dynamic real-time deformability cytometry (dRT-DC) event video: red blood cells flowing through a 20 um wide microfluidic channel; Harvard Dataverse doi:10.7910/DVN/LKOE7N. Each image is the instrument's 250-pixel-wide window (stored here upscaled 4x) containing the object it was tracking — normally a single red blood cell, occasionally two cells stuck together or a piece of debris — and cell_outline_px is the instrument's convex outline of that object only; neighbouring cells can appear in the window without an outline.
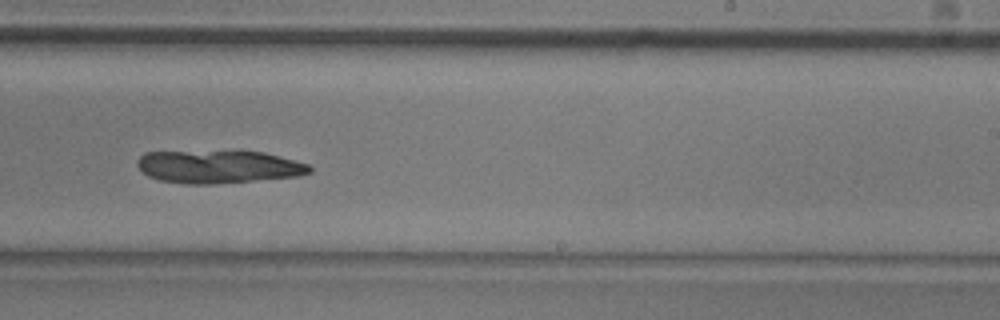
{"species": "common noctule bat (a hibernating species)", "species_latin": "Nyctalus noctula", "temperature_condition": "room temperature", "stored_images_in_passage": 50, "camera_frame_rate_fps": 3000, "um_per_image_px": 0.085, "animal": {"sex": "male", "body_mass_g": 20.5, "forearm_length_mm": 52.5}, "frame": {"image": 1, "passage_image": 34, "time_ms": 11.0, "image_size_px": [1000, 320], "cell_outline_px": [[312, 172], [300, 176], [216, 184], [184, 184], [160, 180], [148, 176], [136, 164], [136, 160], [144, 152], [264, 152], [308, 164], [312, 168]], "centroid_in_image_um": [18.58, 14.19], "position_along_channel_um": 270.4, "area_um2": 32.77}}
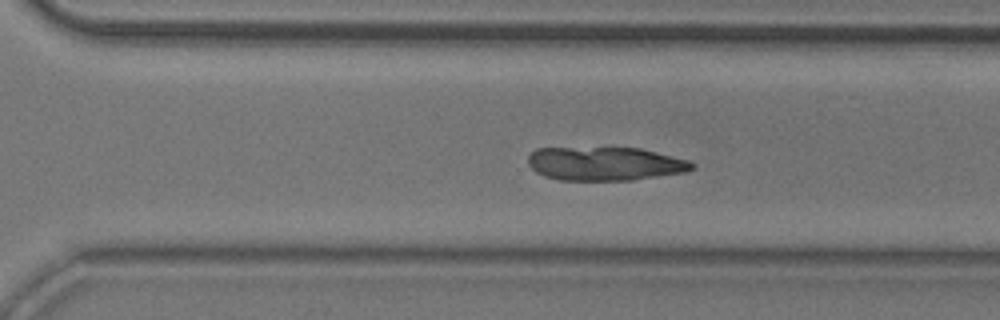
{"frame": {"image": 2, "passage_image": 38, "time_ms": 12.333, "image_size_px": [1000, 320], "cell_outline_px": [[696, 168], [684, 172], [632, 180], [560, 180], [544, 176], [536, 172], [528, 164], [528, 156], [536, 148], [640, 148], [688, 160], [696, 164]], "centroid_in_image_um": [51.42, 13.92], "position_along_channel_um": 319.2, "area_um2": 32.08}}
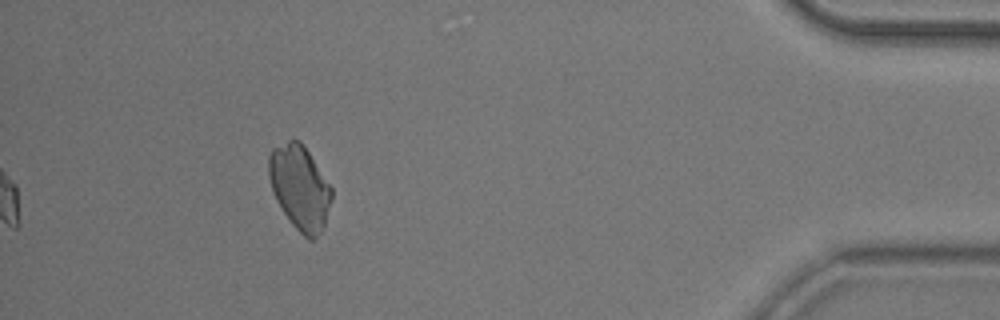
{"frame": {"image": 3, "passage_image": 50, "time_ms": 16.333, "image_size_px": [1000, 320], "cell_outline_px": [[332, 200], [324, 224], [320, 232], [312, 240], [308, 240], [292, 224], [276, 200], [272, 192], [268, 176], [268, 156], [272, 148], [292, 136], [300, 140], [332, 188]], "centroid_in_image_um": [25.45, 15.88], "position_along_channel_um": 409.8, "area_um2": 30.92}}